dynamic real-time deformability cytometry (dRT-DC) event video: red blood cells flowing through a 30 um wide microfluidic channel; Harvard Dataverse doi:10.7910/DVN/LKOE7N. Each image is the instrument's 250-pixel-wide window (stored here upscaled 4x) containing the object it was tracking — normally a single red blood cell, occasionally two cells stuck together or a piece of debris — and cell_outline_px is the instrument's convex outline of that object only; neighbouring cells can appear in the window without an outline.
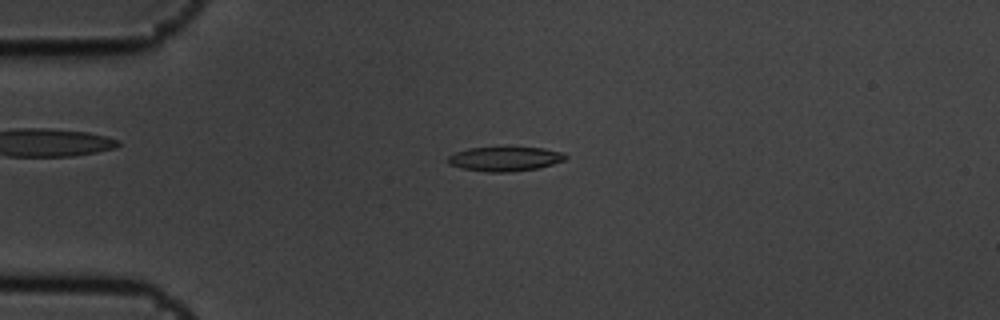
{"species": "common noctule bat (a hibernating species)", "species_latin": "Nyctalus noctula", "temperature_condition": "cold", "stored_images_in_passage": 3, "camera_frame_rate_fps": 3000, "um_per_image_px": 0.085, "animal": {"sex": "male", "body_mass_g": 19.5, "forearm_length_mm": 54.6}, "frame": {"image": 1, "passage_image": 3, "time_ms": 0.667, "image_size_px": [1000, 320], "cell_outline_px": [[568, 156], [564, 160], [540, 168], [512, 172], [488, 172], [460, 168], [448, 164], [444, 160], [448, 156], [456, 152], [468, 148], [544, 148], [564, 152]], "centroid_in_image_um": [42.9, 13.52], "position_along_channel_um": 42.1, "area_um2": 16.82}}